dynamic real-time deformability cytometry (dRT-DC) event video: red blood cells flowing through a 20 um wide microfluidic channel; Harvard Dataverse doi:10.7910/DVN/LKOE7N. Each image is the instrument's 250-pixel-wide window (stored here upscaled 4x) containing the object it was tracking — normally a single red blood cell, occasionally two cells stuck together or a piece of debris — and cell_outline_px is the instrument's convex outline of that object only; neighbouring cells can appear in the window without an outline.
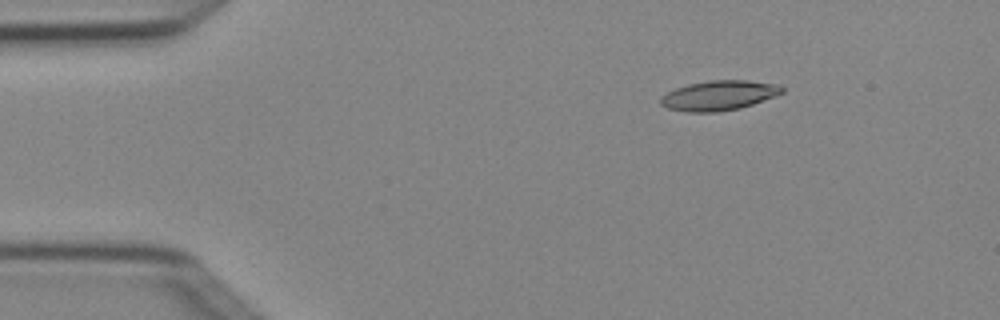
{"species": "Egyptian fruit bat (a non-hibernating species)", "species_latin": "Rousettus aegyptiacus", "temperature_condition": "cold", "stored_images_in_passage": 4, "camera_frame_rate_fps": 3000, "um_per_image_px": 0.085, "animal": {"sex": "female"}, "frame": {"image": 1, "passage_image": 2, "time_ms": 0.333, "image_size_px": [1000, 320], "cell_outline_px": [[784, 92], [776, 96], [740, 108], [716, 112], [688, 112], [668, 108], [660, 104], [660, 96], [676, 88], [688, 84], [708, 80], [748, 80], [780, 84], [784, 88]], "centroid_in_image_um": [61.13, 8.1], "position_along_channel_um": 23.9, "area_um2": 21.21}}
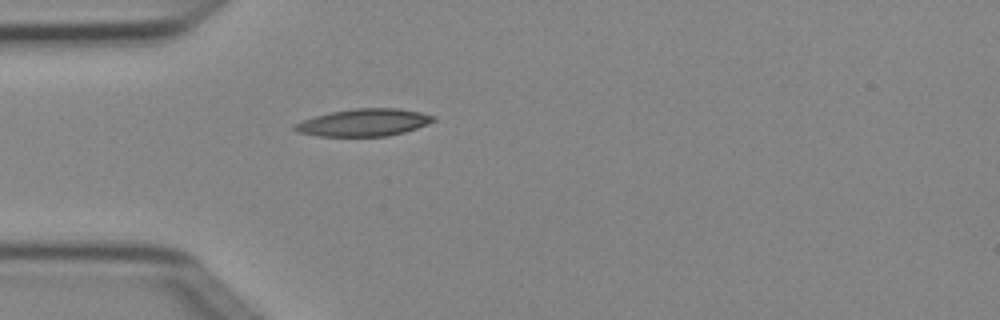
{"frame": {"image": 2, "passage_image": 4, "time_ms": 1.0, "image_size_px": [1000, 320], "cell_outline_px": [[436, 120], [416, 128], [404, 132], [388, 136], [320, 136], [296, 132], [292, 128], [292, 124], [328, 112], [356, 108], [400, 108], [420, 112], [436, 116]], "centroid_in_image_um": [30.91, 10.41], "position_along_channel_um": 54.1, "area_um2": 22.14}}